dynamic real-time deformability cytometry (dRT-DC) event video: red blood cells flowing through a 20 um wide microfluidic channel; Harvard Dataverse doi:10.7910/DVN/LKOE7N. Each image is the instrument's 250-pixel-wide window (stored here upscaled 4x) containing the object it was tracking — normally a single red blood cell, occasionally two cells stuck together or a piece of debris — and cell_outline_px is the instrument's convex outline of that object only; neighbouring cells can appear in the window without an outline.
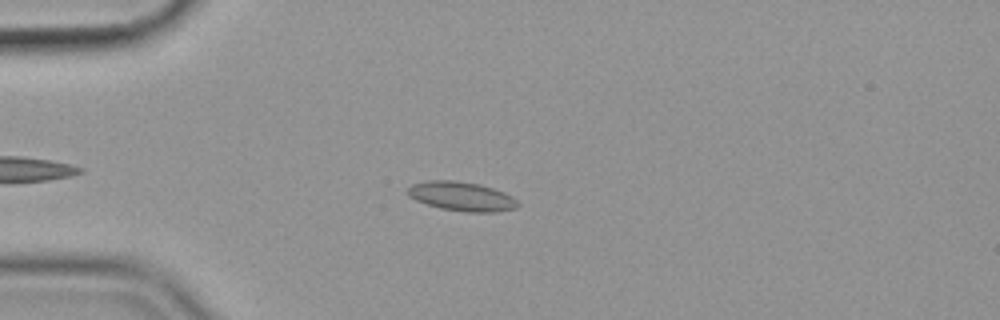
{"species": "common noctule bat (a hibernating species)", "species_latin": "Nyctalus noctula", "temperature_condition": "cold", "stored_images_in_passage": 53, "camera_frame_rate_fps": 3000, "um_per_image_px": 0.085, "animal": {"sex": "female", "body_mass_g": 19.9}, "frame": {"image": 1, "passage_image": 11, "time_ms": 3.333, "image_size_px": [1000, 320], "cell_outline_px": [[520, 204], [516, 208], [496, 212], [464, 212], [440, 208], [416, 200], [408, 196], [408, 188], [412, 184], [428, 180], [452, 180], [480, 184], [504, 192], [512, 196]], "centroid_in_image_um": [39.25, 16.69], "position_along_channel_um": 45.8, "area_um2": 18.73}}
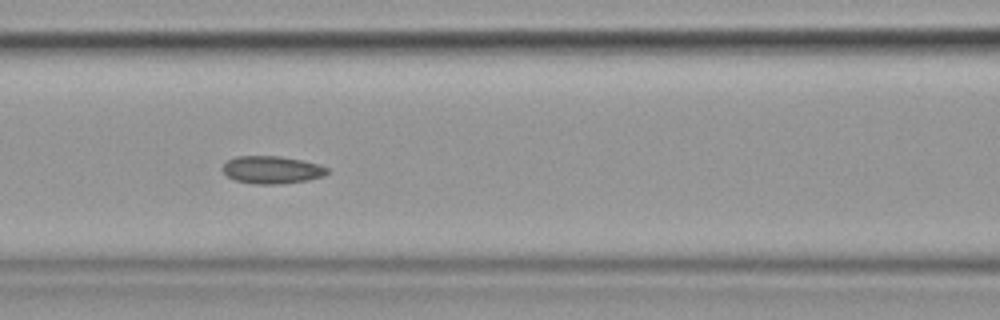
{"frame": {"image": 2, "passage_image": 21, "time_ms": 6.667, "image_size_px": [1000, 320], "cell_outline_px": [[328, 172], [324, 176], [308, 180], [284, 184], [256, 184], [236, 180], [228, 176], [224, 172], [224, 164], [228, 160], [236, 156], [280, 156], [300, 160], [316, 164], [328, 168]], "centroid_in_image_um": [23.12, 14.44], "position_along_channel_um": 143.5, "area_um2": 16.65}}
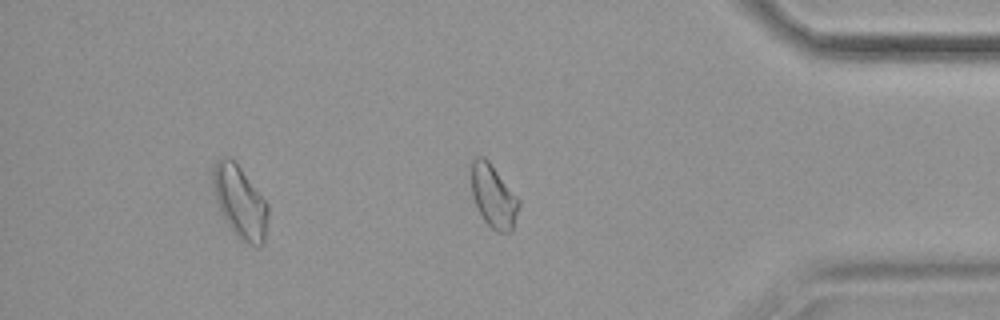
{"frame": {"image": 3, "passage_image": 44, "time_ms": 14.333, "image_size_px": [1000, 320], "cell_outline_px": [[520, 204], [512, 228], [508, 232], [496, 232], [484, 220], [472, 196], [472, 160], [476, 156], [484, 156], [488, 160], [520, 200]], "centroid_in_image_um": [41.94, 16.66], "position_along_channel_um": 393.3, "area_um2": 17.11}, "authors_computed_cell_mechanics": {"area_um2": 17.629, "velocity_mm_per_s": 3.5533, "shape_relaxation_time_tau1_ms": null, "shape_relaxation_time_tau2_ms": 2.8099, "deformation_change_tau1": null, "deformation_change_tau2": 0.0686}}